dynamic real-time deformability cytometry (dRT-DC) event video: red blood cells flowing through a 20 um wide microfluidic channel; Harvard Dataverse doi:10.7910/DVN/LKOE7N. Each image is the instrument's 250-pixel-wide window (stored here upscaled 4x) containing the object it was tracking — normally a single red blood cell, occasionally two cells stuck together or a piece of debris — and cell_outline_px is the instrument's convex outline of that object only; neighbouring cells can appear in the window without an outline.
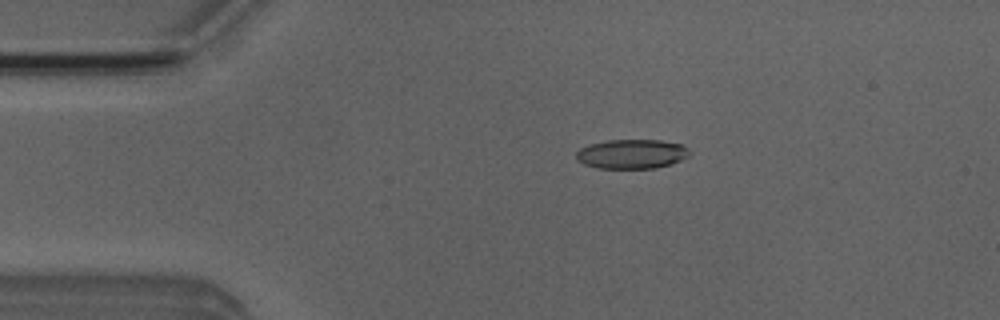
{"species": "Egyptian fruit bat (a non-hibernating species)", "species_latin": "Rousettus aegyptiacus", "temperature_condition": "room temperature", "stored_images_in_passage": 49, "camera_frame_rate_fps": 3000, "um_per_image_px": 0.085, "animal": {"sex": "male"}, "frame": {"image": 1, "passage_image": 10, "time_ms": 3.0, "image_size_px": [1000, 320], "cell_outline_px": [[688, 156], [680, 160], [656, 168], [596, 168], [584, 164], [576, 160], [576, 152], [580, 148], [588, 144], [608, 140], [660, 140], [680, 144], [688, 148]], "centroid_in_image_um": [53.64, 13.08], "position_along_channel_um": 31.4, "area_um2": 19.31}}
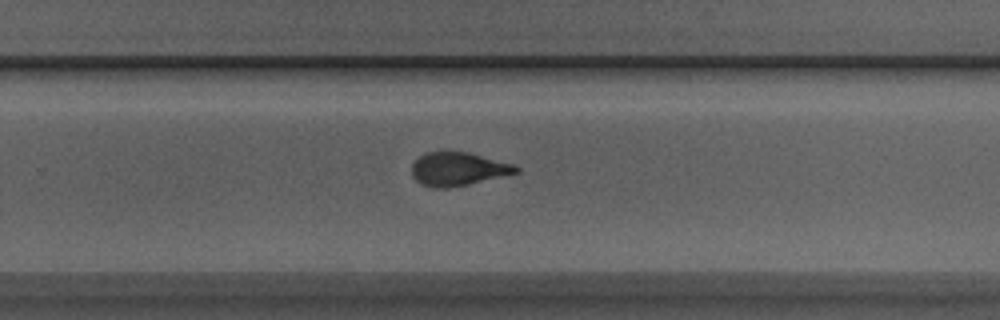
{"frame": {"image": 2, "passage_image": 33, "time_ms": 10.667, "image_size_px": [1000, 320], "cell_outline_px": [[520, 172], [468, 184], [448, 188], [432, 188], [420, 184], [412, 176], [412, 164], [424, 152], [468, 152], [516, 164], [520, 168]], "centroid_in_image_um": [38.95, 14.37], "position_along_channel_um": 290.9, "area_um2": 20.4}}
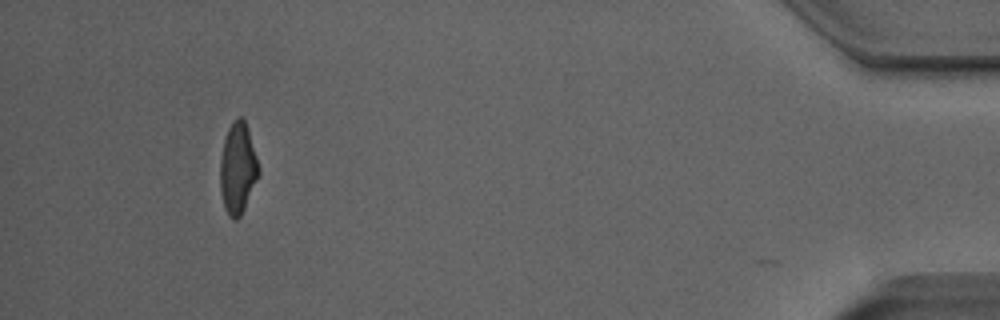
{"frame": {"image": 3, "passage_image": 48, "time_ms": 15.667, "image_size_px": [1000, 320], "cell_outline_px": [[260, 172], [244, 208], [240, 216], [236, 220], [232, 220], [228, 216], [224, 208], [220, 192], [220, 160], [224, 140], [228, 128], [240, 116], [244, 116], [248, 128], [260, 168]], "centroid_in_image_um": [20.2, 14.32], "position_along_channel_um": 415.0, "area_um2": 20.46}, "authors_computed_cell_mechanics": {"area_um2": 20.4034, "velocity_mm_per_s": 3.9549, "shape_relaxation_time_tau1_ms": 10.3626, "shape_relaxation_time_tau2_ms": 1.4482, "deformation_change_tau1": 0.2878, "deformation_change_tau2": 0.099}}